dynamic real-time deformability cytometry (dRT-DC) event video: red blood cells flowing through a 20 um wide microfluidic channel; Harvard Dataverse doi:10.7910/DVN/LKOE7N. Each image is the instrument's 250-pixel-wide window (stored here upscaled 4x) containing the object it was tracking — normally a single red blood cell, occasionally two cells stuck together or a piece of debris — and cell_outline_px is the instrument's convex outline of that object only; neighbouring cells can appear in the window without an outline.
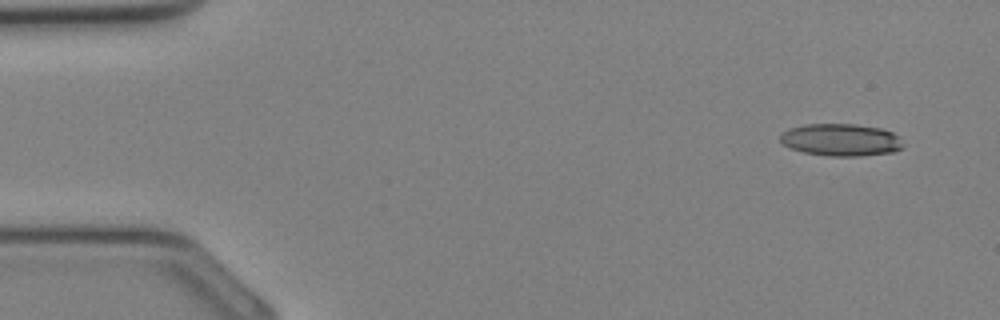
{"species": "Egyptian fruit bat (a non-hibernating species)", "species_latin": "Rousettus aegyptiacus", "temperature_condition": "cold", "stored_images_in_passage": 33, "camera_frame_rate_fps": 3000, "um_per_image_px": 0.085, "animal": {"sex": "female"}, "frame": {"image": 1, "passage_image": 1, "time_ms": 0.0, "image_size_px": [1000, 320], "cell_outline_px": [[904, 148], [896, 152], [864, 156], [828, 156], [804, 152], [792, 148], [784, 144], [780, 140], [780, 136], [788, 128], [804, 124], [856, 124], [880, 128], [892, 132], [900, 136], [904, 144]], "centroid_in_image_um": [71.55, 11.89], "position_along_channel_um": 13.4, "area_um2": 23.41}}
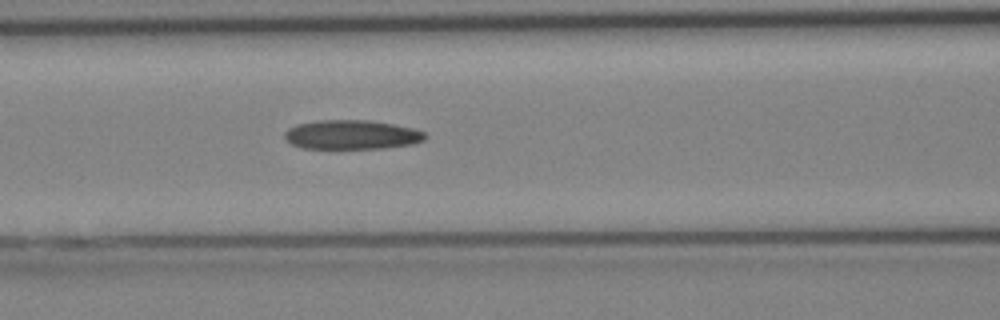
{"frame": {"image": 2, "passage_image": 13, "time_ms": 4.0, "image_size_px": [1000, 320], "cell_outline_px": [[428, 136], [424, 140], [412, 144], [384, 148], [304, 148], [292, 144], [284, 136], [284, 132], [288, 128], [296, 124], [320, 120], [372, 120], [412, 128], [424, 132]], "centroid_in_image_um": [29.9, 11.44], "position_along_channel_um": 136.7, "area_um2": 23.87}}
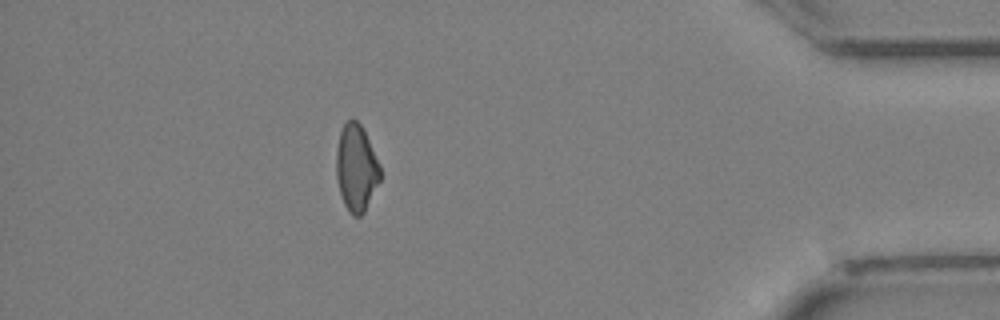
{"frame": {"image": 3, "passage_image": 29, "time_ms": 9.333, "image_size_px": [1000, 320], "cell_outline_px": [[380, 180], [364, 212], [360, 216], [352, 216], [348, 212], [344, 204], [340, 192], [336, 176], [336, 152], [340, 132], [344, 124], [348, 120], [356, 120], [360, 124], [380, 164]], "centroid_in_image_um": [30.27, 14.3], "position_along_channel_um": 404.9, "area_um2": 21.96}}